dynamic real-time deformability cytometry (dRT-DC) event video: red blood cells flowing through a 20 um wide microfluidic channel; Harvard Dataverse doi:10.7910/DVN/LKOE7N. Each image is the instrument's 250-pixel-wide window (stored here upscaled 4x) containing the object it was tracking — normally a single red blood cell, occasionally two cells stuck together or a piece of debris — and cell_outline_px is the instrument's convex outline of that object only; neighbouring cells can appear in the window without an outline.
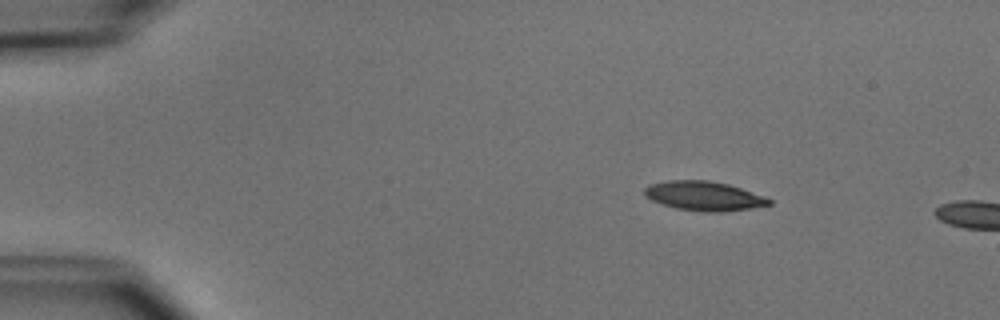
{"species": "common noctule bat (a hibernating species)", "species_latin": "Nyctalus noctula", "temperature_condition": "cold", "stored_images_in_passage": 2, "camera_frame_rate_fps": 3000, "um_per_image_px": 0.085, "animal": {"sex": "male", "body_mass_g": 15.6}, "frame": {"image": 1, "passage_image": 1, "time_ms": 0.0, "image_size_px": [1000, 320], "cell_outline_px": [[772, 204], [748, 208], [720, 212], [708, 212], [676, 208], [652, 200], [644, 196], [644, 188], [648, 184], [668, 180], [708, 180], [728, 184], [764, 196], [772, 200]], "centroid_in_image_um": [59.8, 16.64], "position_along_channel_um": 25.2, "area_um2": 21.1}}